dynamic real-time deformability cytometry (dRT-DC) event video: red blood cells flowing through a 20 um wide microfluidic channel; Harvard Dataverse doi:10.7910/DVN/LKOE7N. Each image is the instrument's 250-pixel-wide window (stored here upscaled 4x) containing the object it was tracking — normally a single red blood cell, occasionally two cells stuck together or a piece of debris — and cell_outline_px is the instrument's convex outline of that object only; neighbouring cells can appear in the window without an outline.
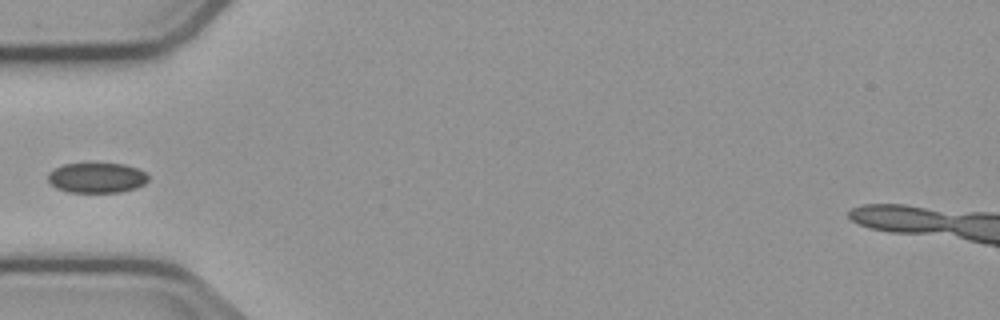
{"species": "common noctule bat (a hibernating species)", "species_latin": "Nyctalus noctula", "temperature_condition": "cold", "stored_images_in_passage": 5, "camera_frame_rate_fps": 3000, "um_per_image_px": 0.085, "animal": {"sex": "male", "body_mass_g": 23.1, "forearm_length_mm": 52.7}, "frame": {"image": 1, "passage_image": 5, "time_ms": 4.667, "image_size_px": [1000, 320], "cell_outline_px": [[148, 180], [144, 184], [136, 188], [120, 192], [68, 192], [56, 188], [48, 180], [48, 172], [64, 164], [124, 164], [136, 168], [144, 172], [148, 176]], "centroid_in_image_um": [8.22, 15.12], "position_along_channel_um": 76.8, "area_um2": 17.46}}